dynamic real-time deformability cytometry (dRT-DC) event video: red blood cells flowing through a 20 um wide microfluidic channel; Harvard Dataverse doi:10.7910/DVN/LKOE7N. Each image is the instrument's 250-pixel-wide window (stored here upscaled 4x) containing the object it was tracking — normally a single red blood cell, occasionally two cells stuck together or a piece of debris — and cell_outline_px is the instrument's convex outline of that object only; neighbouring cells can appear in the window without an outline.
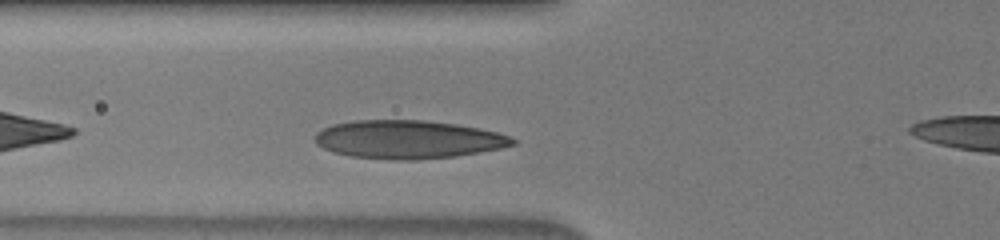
{"species": "human", "species_latin": "Homo sapiens", "temperature_condition": "warm", "stored_images_in_passage": 6, "segment_of_instrument_passage": [1, 2], "camera_frame_rate_fps": 3000, "um_per_image_px": 0.085, "donor": {"sex": "male"}, "frame": {"image": 1, "passage_image": 5, "time_ms": 1.333, "image_size_px": [1000, 240], "cell_outline_px": [[516, 144], [500, 148], [480, 152], [456, 156], [416, 160], [392, 160], [348, 156], [332, 152], [316, 144], [316, 132], [332, 124], [352, 120], [424, 120], [456, 124], [480, 128], [496, 132], [508, 136], [516, 140]], "centroid_in_image_um": [34.67, 11.86], "position_along_channel_um": 91.1, "area_um2": 44.27}}